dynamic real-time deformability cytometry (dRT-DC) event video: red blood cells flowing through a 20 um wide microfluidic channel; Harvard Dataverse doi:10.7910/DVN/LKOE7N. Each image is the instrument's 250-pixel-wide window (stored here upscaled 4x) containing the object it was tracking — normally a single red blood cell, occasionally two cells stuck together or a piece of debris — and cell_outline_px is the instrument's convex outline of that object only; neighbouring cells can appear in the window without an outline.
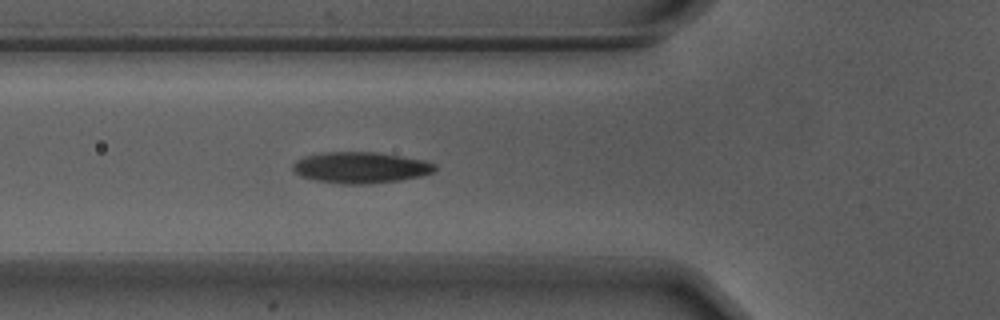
{"species": "Egyptian fruit bat (a non-hibernating species)", "species_latin": "Rousettus aegyptiacus", "temperature_condition": "warm", "stored_images_in_passage": 42, "camera_frame_rate_fps": 3000, "um_per_image_px": 0.085, "animal": {"sex": "male"}, "frame": {"image": 1, "passage_image": 9, "time_ms": 2.667, "image_size_px": [1000, 320], "cell_outline_px": [[436, 168], [432, 172], [420, 176], [400, 180], [372, 184], [340, 184], [316, 180], [300, 176], [292, 168], [292, 164], [296, 160], [304, 156], [320, 152], [376, 152], [424, 160], [436, 164]], "centroid_in_image_um": [30.62, 14.24], "position_along_channel_um": 95.2, "area_um2": 25.89}}
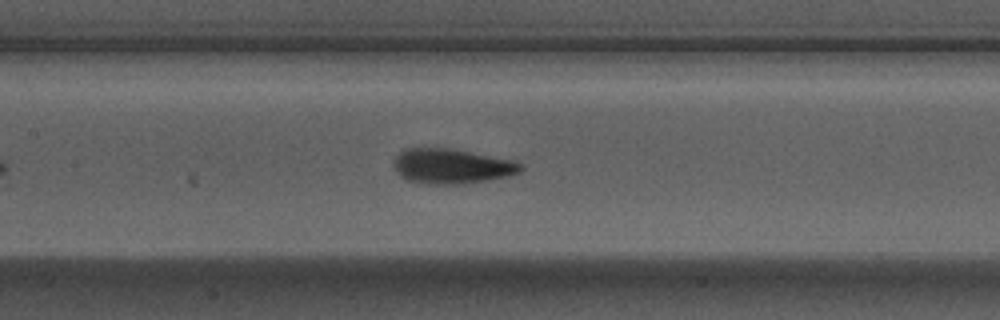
{"frame": {"image": 2, "passage_image": 15, "time_ms": 4.667, "image_size_px": [1000, 320], "cell_outline_px": [[524, 168], [520, 172], [508, 176], [484, 180], [456, 184], [428, 184], [404, 180], [396, 172], [392, 164], [396, 156], [400, 152], [408, 148], [448, 148], [512, 160], [524, 164]], "centroid_in_image_um": [38.35, 14.13], "position_along_channel_um": 169.0, "area_um2": 25.72}}
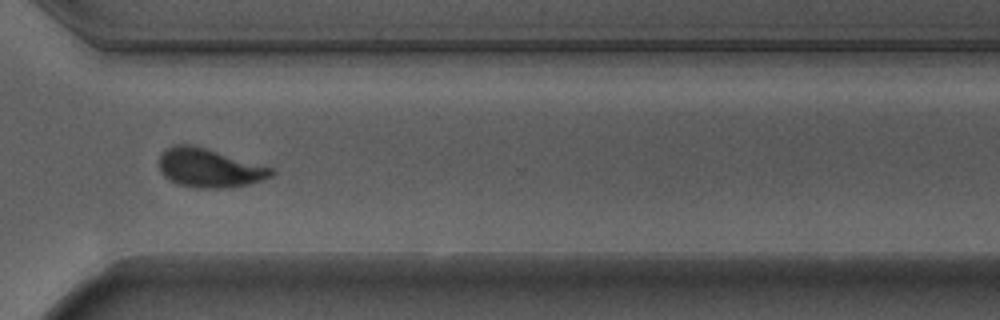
{"frame": {"image": 3, "passage_image": 30, "time_ms": 9.667, "image_size_px": [1000, 320], "cell_outline_px": [[276, 172], [272, 176], [248, 184], [232, 188], [196, 188], [176, 184], [168, 180], [160, 172], [160, 156], [172, 144], [192, 144], [272, 168]], "centroid_in_image_um": [17.76, 14.29], "position_along_channel_um": 352.8, "area_um2": 25.32}, "authors_computed_cell_mechanics": {"area_um2": 24.9407, "velocity_mm_per_s": 3.6817, "shape_relaxation_time_tau1_ms": 3.6936, "shape_relaxation_time_tau2_ms": 1.1982, "deformation_change_tau1": 0.1513, "deformation_change_tau2": 0.0801}}